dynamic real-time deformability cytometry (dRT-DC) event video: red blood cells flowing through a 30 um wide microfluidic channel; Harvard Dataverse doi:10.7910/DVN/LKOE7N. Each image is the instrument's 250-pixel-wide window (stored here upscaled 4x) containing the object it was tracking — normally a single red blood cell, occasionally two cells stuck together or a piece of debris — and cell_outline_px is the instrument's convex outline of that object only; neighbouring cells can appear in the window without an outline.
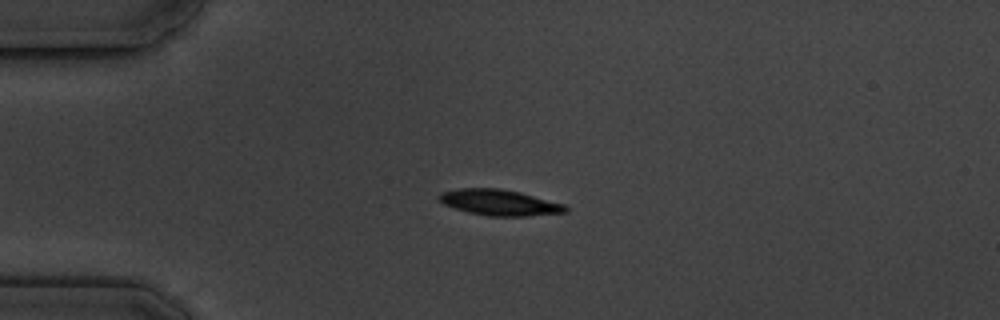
{"species": "common noctule bat (a hibernating species)", "species_latin": "Nyctalus noctula", "temperature_condition": "cold", "stored_images_in_passage": 4, "camera_frame_rate_fps": 3000, "um_per_image_px": 0.085, "animal": {"sex": "male", "body_mass_g": 19.5, "forearm_length_mm": 54.6}, "frame": {"image": 1, "passage_image": 3, "time_ms": 3.333, "image_size_px": [1000, 320], "cell_outline_px": [[568, 212], [528, 216], [488, 216], [468, 212], [444, 204], [436, 196], [440, 192], [456, 188], [500, 188], [520, 192], [564, 204], [568, 208]], "centroid_in_image_um": [42.44, 17.21], "position_along_channel_um": 42.6, "area_um2": 19.13}}